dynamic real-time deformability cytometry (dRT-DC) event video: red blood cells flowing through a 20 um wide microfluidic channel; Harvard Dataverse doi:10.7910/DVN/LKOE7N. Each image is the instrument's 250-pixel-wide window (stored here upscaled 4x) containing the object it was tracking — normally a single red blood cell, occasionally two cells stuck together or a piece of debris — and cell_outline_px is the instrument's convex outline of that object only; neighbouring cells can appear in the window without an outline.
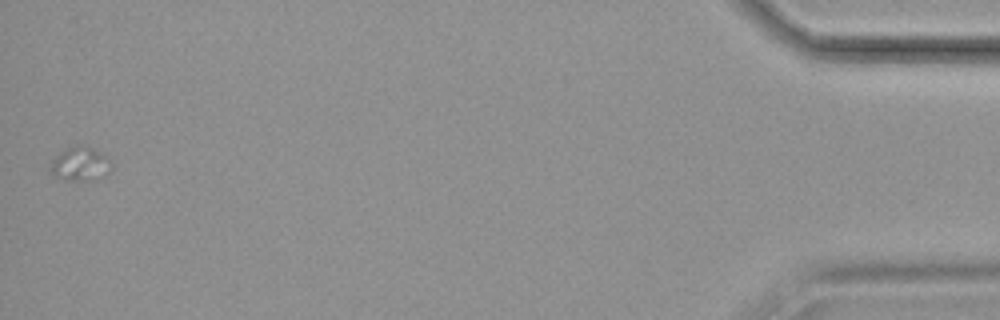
{"species": "common noctule bat (a hibernating species)", "species_latin": "Nyctalus noctula", "temperature_condition": "cold", "stored_images_in_passage": 46, "camera_frame_rate_fps": 3000, "um_per_image_px": 0.085, "animal": {"sex": "female", "body_mass_g": 19.9}, "frame": {"image": 1, "passage_image": 46, "time_ms": 15.0, "image_size_px": [1000, 320], "cell_outline_px": [[112, 168], [108, 172], [80, 180], [72, 180], [56, 176], [52, 172], [52, 164], [56, 156], [68, 148], [88, 148], [104, 156], [112, 164]], "centroid_in_image_um": [6.8, 13.95], "position_along_channel_um": 428.4, "area_um2": 10.52}}